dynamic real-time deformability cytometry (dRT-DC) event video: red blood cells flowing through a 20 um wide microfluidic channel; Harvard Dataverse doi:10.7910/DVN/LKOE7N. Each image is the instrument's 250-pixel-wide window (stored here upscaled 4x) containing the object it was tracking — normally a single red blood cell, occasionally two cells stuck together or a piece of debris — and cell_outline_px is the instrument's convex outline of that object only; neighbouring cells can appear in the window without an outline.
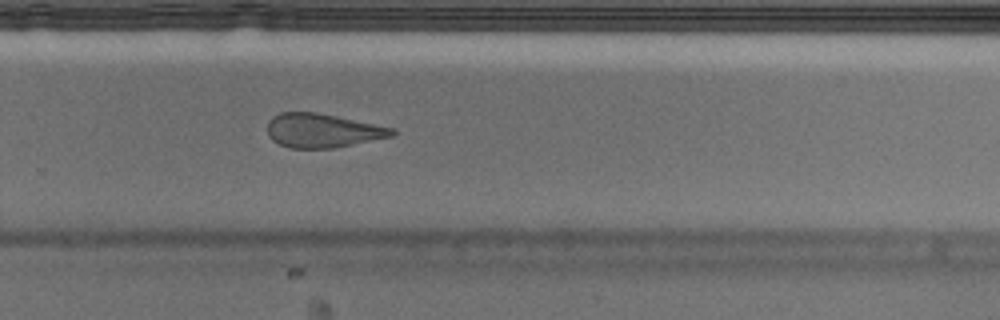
{"species": "Egyptian fruit bat (a non-hibernating species)", "species_latin": "Rousettus aegyptiacus", "temperature_condition": "cold", "stored_images_in_passage": 37, "camera_frame_rate_fps": 3000, "um_per_image_px": 0.085, "animal": {"sex": "male"}, "frame": {"image": 1, "passage_image": 22, "time_ms": 7.0, "image_size_px": [1000, 320], "cell_outline_px": [[396, 132], [392, 136], [332, 148], [292, 148], [280, 144], [272, 140], [268, 136], [268, 120], [272, 116], [280, 112], [316, 112], [396, 128]], "centroid_in_image_um": [27.39, 11.09], "position_along_channel_um": 302.4, "area_um2": 24.57}}